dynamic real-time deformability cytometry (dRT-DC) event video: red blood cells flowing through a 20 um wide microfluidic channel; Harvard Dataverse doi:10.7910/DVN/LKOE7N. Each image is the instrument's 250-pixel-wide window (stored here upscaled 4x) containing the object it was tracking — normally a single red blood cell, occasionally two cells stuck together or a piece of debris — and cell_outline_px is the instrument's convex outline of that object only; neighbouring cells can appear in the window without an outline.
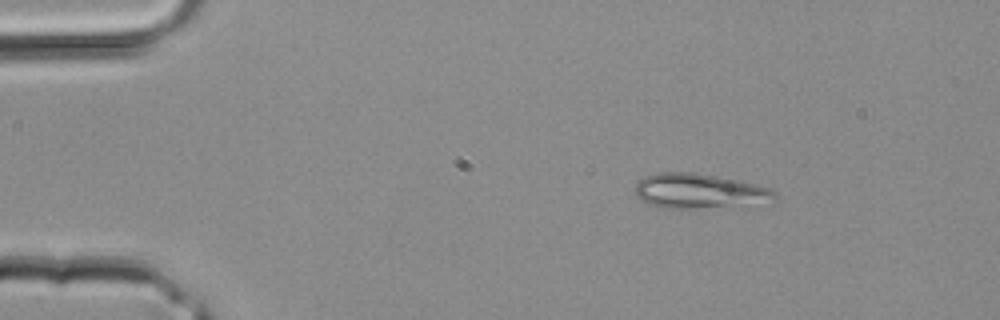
{"species": "common noctule bat (a hibernating species)", "species_latin": "Nyctalus noctula", "temperature_condition": "room temperature", "stored_images_in_passage": 33, "camera_frame_rate_fps": 3000, "um_per_image_px": 0.085, "animal": {"sex": "male", "body_mass_g": 20.4}, "frame": {"image": 1, "passage_image": 1, "time_ms": 0.0, "image_size_px": [1000, 320], "cell_outline_px": [[776, 200], [692, 208], [664, 208], [648, 204], [640, 200], [636, 196], [636, 184], [644, 176], [656, 172], [692, 172], [716, 176], [756, 184], [768, 188], [776, 192]], "centroid_in_image_um": [59.32, 16.21], "position_along_channel_um": 25.7, "area_um2": 27.57}}
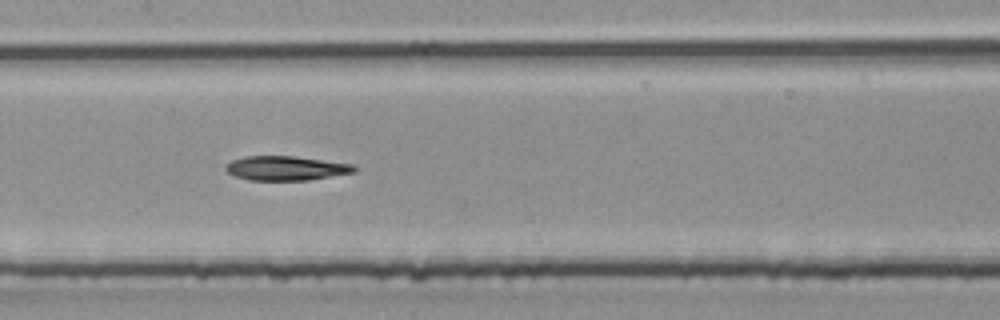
{"frame": {"image": 2, "passage_image": 14, "time_ms": 4.333, "image_size_px": [1000, 320], "cell_outline_px": [[356, 172], [308, 180], [248, 180], [236, 176], [228, 172], [224, 168], [232, 160], [244, 156], [296, 156], [356, 164]], "centroid_in_image_um": [24.36, 14.29], "position_along_channel_um": 183.0, "area_um2": 18.32}}
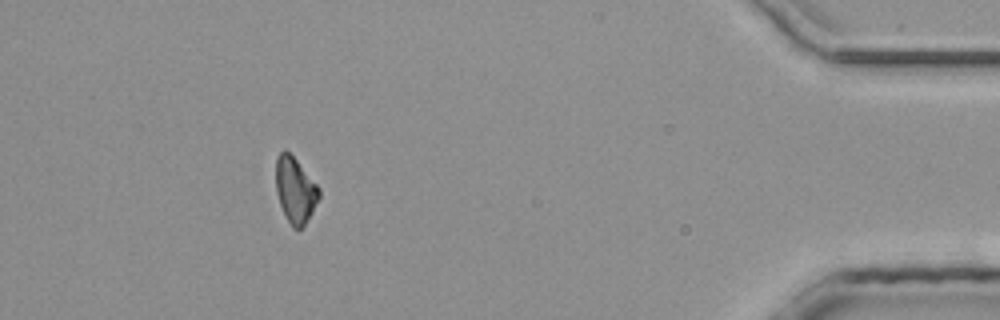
{"frame": {"image": 3, "passage_image": 30, "time_ms": 9.667, "image_size_px": [1000, 320], "cell_outline_px": [[320, 196], [312, 212], [304, 224], [300, 228], [292, 228], [280, 204], [276, 192], [276, 156], [284, 148], [296, 160], [320, 188]], "centroid_in_image_um": [25.08, 16.13], "position_along_channel_um": 410.1, "area_um2": 16.24}}